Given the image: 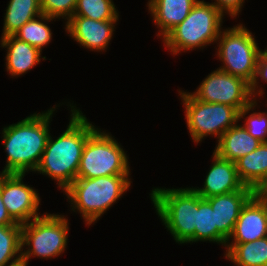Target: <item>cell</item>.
<instances>
[{"mask_svg": "<svg viewBox=\"0 0 267 266\" xmlns=\"http://www.w3.org/2000/svg\"><path fill=\"white\" fill-rule=\"evenodd\" d=\"M69 103L67 106H70L71 114L66 130L55 140L49 135L40 164L35 170V173L56 181L62 191L77 178L85 143L98 128L88 121L76 104Z\"/></svg>", "mask_w": 267, "mask_h": 266, "instance_id": "6da1fadb", "label": "cell"}, {"mask_svg": "<svg viewBox=\"0 0 267 266\" xmlns=\"http://www.w3.org/2000/svg\"><path fill=\"white\" fill-rule=\"evenodd\" d=\"M57 106L60 105H54L47 111L33 113L17 123L4 126L1 138L7 159L0 173L35 172L51 134L49 124Z\"/></svg>", "mask_w": 267, "mask_h": 266, "instance_id": "7a4b0ae2", "label": "cell"}, {"mask_svg": "<svg viewBox=\"0 0 267 266\" xmlns=\"http://www.w3.org/2000/svg\"><path fill=\"white\" fill-rule=\"evenodd\" d=\"M130 175L76 178L64 191L73 212H79L86 226L96 223L130 189Z\"/></svg>", "mask_w": 267, "mask_h": 266, "instance_id": "3957f363", "label": "cell"}, {"mask_svg": "<svg viewBox=\"0 0 267 266\" xmlns=\"http://www.w3.org/2000/svg\"><path fill=\"white\" fill-rule=\"evenodd\" d=\"M151 201L156 214L178 244L195 242L198 193L191 187L153 188Z\"/></svg>", "mask_w": 267, "mask_h": 266, "instance_id": "277c9868", "label": "cell"}, {"mask_svg": "<svg viewBox=\"0 0 267 266\" xmlns=\"http://www.w3.org/2000/svg\"><path fill=\"white\" fill-rule=\"evenodd\" d=\"M223 19L224 16L212 3L198 0L189 15L173 28L162 42L174 56L196 48L204 49L216 43L222 30Z\"/></svg>", "mask_w": 267, "mask_h": 266, "instance_id": "5b68a950", "label": "cell"}, {"mask_svg": "<svg viewBox=\"0 0 267 266\" xmlns=\"http://www.w3.org/2000/svg\"><path fill=\"white\" fill-rule=\"evenodd\" d=\"M21 227L23 265L27 266L32 257L49 260L64 253L69 234V222L66 216L45 213L22 224Z\"/></svg>", "mask_w": 267, "mask_h": 266, "instance_id": "8992f818", "label": "cell"}, {"mask_svg": "<svg viewBox=\"0 0 267 266\" xmlns=\"http://www.w3.org/2000/svg\"><path fill=\"white\" fill-rule=\"evenodd\" d=\"M217 69L243 78L251 84L255 78L259 48L255 36L243 24L222 29L216 41Z\"/></svg>", "mask_w": 267, "mask_h": 266, "instance_id": "52a82bcc", "label": "cell"}, {"mask_svg": "<svg viewBox=\"0 0 267 266\" xmlns=\"http://www.w3.org/2000/svg\"><path fill=\"white\" fill-rule=\"evenodd\" d=\"M111 133L97 128L87 139L77 178L131 175L126 152Z\"/></svg>", "mask_w": 267, "mask_h": 266, "instance_id": "ba28073f", "label": "cell"}, {"mask_svg": "<svg viewBox=\"0 0 267 266\" xmlns=\"http://www.w3.org/2000/svg\"><path fill=\"white\" fill-rule=\"evenodd\" d=\"M178 92L184 106L189 135L196 144L210 135L219 140L224 132L239 122V111L233 106L202 102L191 92Z\"/></svg>", "mask_w": 267, "mask_h": 266, "instance_id": "9c48e42d", "label": "cell"}, {"mask_svg": "<svg viewBox=\"0 0 267 266\" xmlns=\"http://www.w3.org/2000/svg\"><path fill=\"white\" fill-rule=\"evenodd\" d=\"M191 94L202 102L222 103L238 111L254 100L247 81L219 69L208 74Z\"/></svg>", "mask_w": 267, "mask_h": 266, "instance_id": "30bf717a", "label": "cell"}, {"mask_svg": "<svg viewBox=\"0 0 267 266\" xmlns=\"http://www.w3.org/2000/svg\"><path fill=\"white\" fill-rule=\"evenodd\" d=\"M25 174L0 173V192L11 218L19 224L41 216L38 213L41 199L38 191L23 182Z\"/></svg>", "mask_w": 267, "mask_h": 266, "instance_id": "8fae6325", "label": "cell"}, {"mask_svg": "<svg viewBox=\"0 0 267 266\" xmlns=\"http://www.w3.org/2000/svg\"><path fill=\"white\" fill-rule=\"evenodd\" d=\"M119 20L98 21L83 16H72L65 22V31L83 48L106 52Z\"/></svg>", "mask_w": 267, "mask_h": 266, "instance_id": "7c38bea8", "label": "cell"}, {"mask_svg": "<svg viewBox=\"0 0 267 266\" xmlns=\"http://www.w3.org/2000/svg\"><path fill=\"white\" fill-rule=\"evenodd\" d=\"M265 237H267V202L265 199L252 196L243 206L226 244L253 242Z\"/></svg>", "mask_w": 267, "mask_h": 266, "instance_id": "4fadbf2b", "label": "cell"}, {"mask_svg": "<svg viewBox=\"0 0 267 266\" xmlns=\"http://www.w3.org/2000/svg\"><path fill=\"white\" fill-rule=\"evenodd\" d=\"M212 159V165L206 175L203 187L192 186V189L203 199L239 190H252L240 180L235 162L221 158L215 152H213Z\"/></svg>", "mask_w": 267, "mask_h": 266, "instance_id": "5bb4252c", "label": "cell"}, {"mask_svg": "<svg viewBox=\"0 0 267 266\" xmlns=\"http://www.w3.org/2000/svg\"><path fill=\"white\" fill-rule=\"evenodd\" d=\"M253 196L252 190H239L206 198L215 211L217 231L228 240L246 202Z\"/></svg>", "mask_w": 267, "mask_h": 266, "instance_id": "9a60e30c", "label": "cell"}, {"mask_svg": "<svg viewBox=\"0 0 267 266\" xmlns=\"http://www.w3.org/2000/svg\"><path fill=\"white\" fill-rule=\"evenodd\" d=\"M0 47L6 48V71L14 78L27 73L40 63L41 59L46 60V56H41L42 52L29 45L26 42L20 41L13 35L1 37Z\"/></svg>", "mask_w": 267, "mask_h": 266, "instance_id": "2e32d148", "label": "cell"}, {"mask_svg": "<svg viewBox=\"0 0 267 266\" xmlns=\"http://www.w3.org/2000/svg\"><path fill=\"white\" fill-rule=\"evenodd\" d=\"M198 0H148L147 7L158 36L163 39L173 28L179 25ZM160 29V30H159Z\"/></svg>", "mask_w": 267, "mask_h": 266, "instance_id": "e0dca14e", "label": "cell"}, {"mask_svg": "<svg viewBox=\"0 0 267 266\" xmlns=\"http://www.w3.org/2000/svg\"><path fill=\"white\" fill-rule=\"evenodd\" d=\"M261 143L237 122L217 140L214 152L221 158L236 162L258 148Z\"/></svg>", "mask_w": 267, "mask_h": 266, "instance_id": "ac0fdd59", "label": "cell"}, {"mask_svg": "<svg viewBox=\"0 0 267 266\" xmlns=\"http://www.w3.org/2000/svg\"><path fill=\"white\" fill-rule=\"evenodd\" d=\"M224 257L235 266H267V237L253 242L226 244Z\"/></svg>", "mask_w": 267, "mask_h": 266, "instance_id": "d6986e66", "label": "cell"}, {"mask_svg": "<svg viewBox=\"0 0 267 266\" xmlns=\"http://www.w3.org/2000/svg\"><path fill=\"white\" fill-rule=\"evenodd\" d=\"M235 163L242 183L253 189L267 172V143H261L258 148Z\"/></svg>", "mask_w": 267, "mask_h": 266, "instance_id": "ffe728a7", "label": "cell"}, {"mask_svg": "<svg viewBox=\"0 0 267 266\" xmlns=\"http://www.w3.org/2000/svg\"><path fill=\"white\" fill-rule=\"evenodd\" d=\"M6 8L1 37L14 35L29 20L42 14L40 0H10Z\"/></svg>", "mask_w": 267, "mask_h": 266, "instance_id": "44dd1931", "label": "cell"}, {"mask_svg": "<svg viewBox=\"0 0 267 266\" xmlns=\"http://www.w3.org/2000/svg\"><path fill=\"white\" fill-rule=\"evenodd\" d=\"M209 241L226 246L227 240L217 231L215 211L211 204L198 194V212L195 226V242Z\"/></svg>", "mask_w": 267, "mask_h": 266, "instance_id": "7402d4cb", "label": "cell"}, {"mask_svg": "<svg viewBox=\"0 0 267 266\" xmlns=\"http://www.w3.org/2000/svg\"><path fill=\"white\" fill-rule=\"evenodd\" d=\"M57 20L45 14L29 20L13 35L20 41L26 42L31 46L38 48L42 52V48L46 47L52 41V31L47 22Z\"/></svg>", "mask_w": 267, "mask_h": 266, "instance_id": "603a6c76", "label": "cell"}, {"mask_svg": "<svg viewBox=\"0 0 267 266\" xmlns=\"http://www.w3.org/2000/svg\"><path fill=\"white\" fill-rule=\"evenodd\" d=\"M21 224L0 226V266H16L21 260Z\"/></svg>", "mask_w": 267, "mask_h": 266, "instance_id": "cb8c5ba5", "label": "cell"}, {"mask_svg": "<svg viewBox=\"0 0 267 266\" xmlns=\"http://www.w3.org/2000/svg\"><path fill=\"white\" fill-rule=\"evenodd\" d=\"M113 0H77L73 16L88 17L93 20H118L119 12Z\"/></svg>", "mask_w": 267, "mask_h": 266, "instance_id": "d4e9b609", "label": "cell"}, {"mask_svg": "<svg viewBox=\"0 0 267 266\" xmlns=\"http://www.w3.org/2000/svg\"><path fill=\"white\" fill-rule=\"evenodd\" d=\"M257 101V99H254L248 106L239 111V121L244 118L245 123L242 126L248 133L260 142L267 143V111L254 112L253 110L256 109L258 104ZM250 111L253 112L250 113Z\"/></svg>", "mask_w": 267, "mask_h": 266, "instance_id": "484cf974", "label": "cell"}, {"mask_svg": "<svg viewBox=\"0 0 267 266\" xmlns=\"http://www.w3.org/2000/svg\"><path fill=\"white\" fill-rule=\"evenodd\" d=\"M40 3L43 14L68 21L74 15L77 0H40Z\"/></svg>", "mask_w": 267, "mask_h": 266, "instance_id": "4316f807", "label": "cell"}, {"mask_svg": "<svg viewBox=\"0 0 267 266\" xmlns=\"http://www.w3.org/2000/svg\"><path fill=\"white\" fill-rule=\"evenodd\" d=\"M262 80L267 83V52L261 50L257 59L256 74L253 82L250 84V92L253 99H257V96H262L265 94L264 89L260 87L259 81Z\"/></svg>", "mask_w": 267, "mask_h": 266, "instance_id": "83f0119b", "label": "cell"}, {"mask_svg": "<svg viewBox=\"0 0 267 266\" xmlns=\"http://www.w3.org/2000/svg\"><path fill=\"white\" fill-rule=\"evenodd\" d=\"M211 3L223 16L228 14L230 17L235 18L237 15L239 17L245 0H214Z\"/></svg>", "mask_w": 267, "mask_h": 266, "instance_id": "f1b7e54d", "label": "cell"}, {"mask_svg": "<svg viewBox=\"0 0 267 266\" xmlns=\"http://www.w3.org/2000/svg\"><path fill=\"white\" fill-rule=\"evenodd\" d=\"M253 196L265 199L267 198V172L261 181L252 189Z\"/></svg>", "mask_w": 267, "mask_h": 266, "instance_id": "f546056e", "label": "cell"}, {"mask_svg": "<svg viewBox=\"0 0 267 266\" xmlns=\"http://www.w3.org/2000/svg\"><path fill=\"white\" fill-rule=\"evenodd\" d=\"M16 222L8 214L6 206L4 205L0 192V226L3 225H15Z\"/></svg>", "mask_w": 267, "mask_h": 266, "instance_id": "4dcf8cb0", "label": "cell"}]
</instances>
